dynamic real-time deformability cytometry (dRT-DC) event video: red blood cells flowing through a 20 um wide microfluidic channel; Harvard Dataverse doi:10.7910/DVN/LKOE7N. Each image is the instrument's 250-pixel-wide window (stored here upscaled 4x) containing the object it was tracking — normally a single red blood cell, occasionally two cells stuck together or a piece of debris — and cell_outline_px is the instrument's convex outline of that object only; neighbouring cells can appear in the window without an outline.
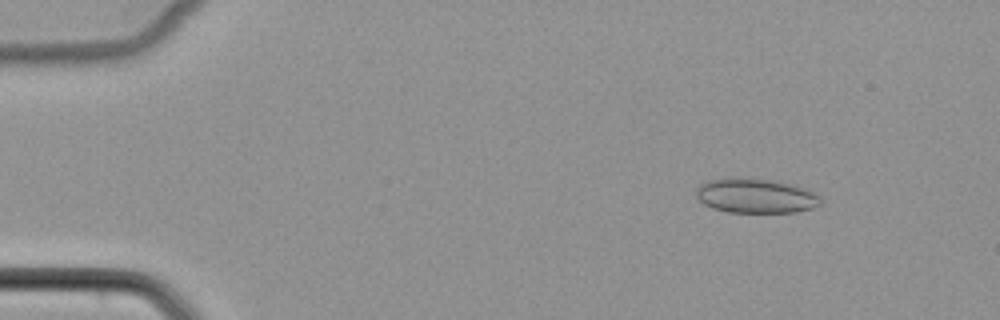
{"species": "common noctule bat (a hibernating species)", "species_latin": "Nyctalus noctula", "temperature_condition": "cold", "stored_images_in_passage": 52, "camera_frame_rate_fps": 3000, "um_per_image_px": 0.085, "animal": {"sex": "female", "body_mass_g": 22.7, "forearm_length_mm": 54.2}, "frame": {"image": 1, "passage_image": 7, "time_ms": 2.0, "image_size_px": [1000, 320], "cell_outline_px": [[820, 204], [812, 208], [796, 212], [728, 212], [712, 208], [704, 204], [696, 196], [696, 188], [700, 184], [708, 180], [776, 180], [792, 184], [804, 188], [820, 196]], "centroid_in_image_um": [64.25, 16.68], "position_along_channel_um": 20.7, "area_um2": 24.39}}
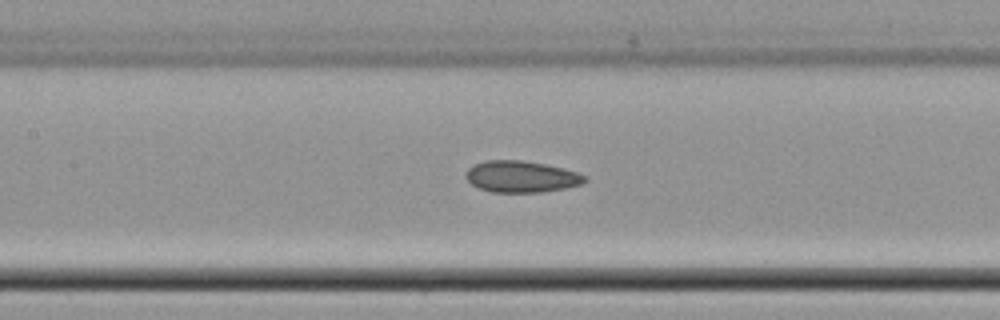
{"frame": {"image": 2, "passage_image": 25, "time_ms": 8.0, "image_size_px": [1000, 320], "cell_outline_px": [[588, 180], [584, 184], [544, 192], [492, 192], [480, 188], [472, 184], [464, 176], [464, 172], [468, 168], [476, 164], [488, 160], [524, 160], [564, 168], [588, 176]], "centroid_in_image_um": [44.34, 15.01], "position_along_channel_um": 163.1, "area_um2": 21.96}}
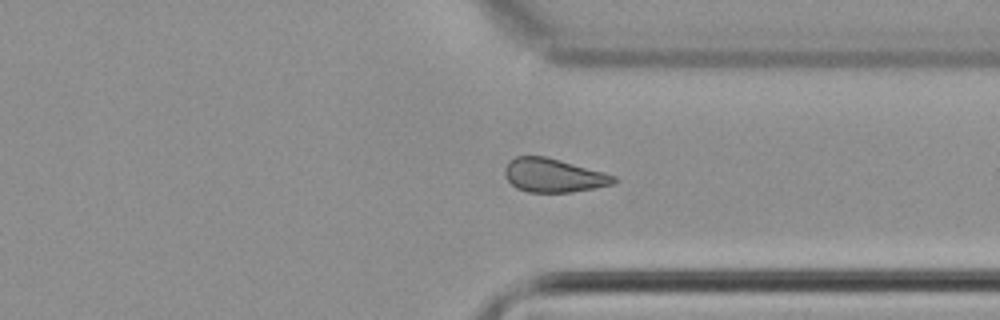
{"frame": {"image": 3, "passage_image": 40, "time_ms": 13.0, "image_size_px": [1000, 320], "cell_outline_px": [[616, 180], [612, 184], [596, 188], [572, 192], [528, 192], [516, 188], [504, 176], [504, 168], [508, 160], [516, 156], [544, 156], [560, 160], [604, 172], [616, 176]], "centroid_in_image_um": [47.01, 14.9], "position_along_channel_um": 364.4, "area_um2": 21.44}}